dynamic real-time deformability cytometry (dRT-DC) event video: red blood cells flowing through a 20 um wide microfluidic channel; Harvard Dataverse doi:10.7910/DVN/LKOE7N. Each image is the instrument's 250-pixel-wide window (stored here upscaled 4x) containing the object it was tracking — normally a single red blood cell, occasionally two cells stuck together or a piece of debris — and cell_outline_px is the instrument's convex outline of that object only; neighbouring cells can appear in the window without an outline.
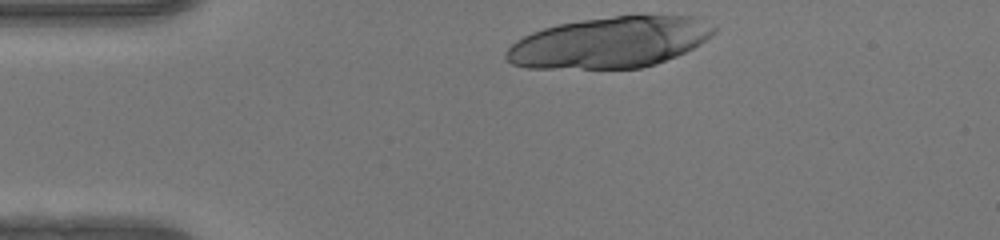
{"species": "human", "species_latin": "Homo sapiens", "temperature_condition": "warm", "stored_images_in_passage": 17, "camera_frame_rate_fps": 3000, "um_per_image_px": 0.085, "donor": {"sex": "female"}, "frame": {"image": 1, "passage_image": 1, "time_ms": 0.0, "image_size_px": [1000, 240], "cell_outline_px": [[716, 32], [712, 36], [700, 44], [676, 56], [656, 64], [640, 68], [528, 68], [512, 64], [504, 56], [508, 48], [516, 40], [532, 32], [544, 28], [560, 24], [584, 20], [616, 16], [700, 16], [716, 28]], "centroid_in_image_um": [51.86, 3.61], "position_along_channel_um": 33.1, "area_um2": 61.5}}